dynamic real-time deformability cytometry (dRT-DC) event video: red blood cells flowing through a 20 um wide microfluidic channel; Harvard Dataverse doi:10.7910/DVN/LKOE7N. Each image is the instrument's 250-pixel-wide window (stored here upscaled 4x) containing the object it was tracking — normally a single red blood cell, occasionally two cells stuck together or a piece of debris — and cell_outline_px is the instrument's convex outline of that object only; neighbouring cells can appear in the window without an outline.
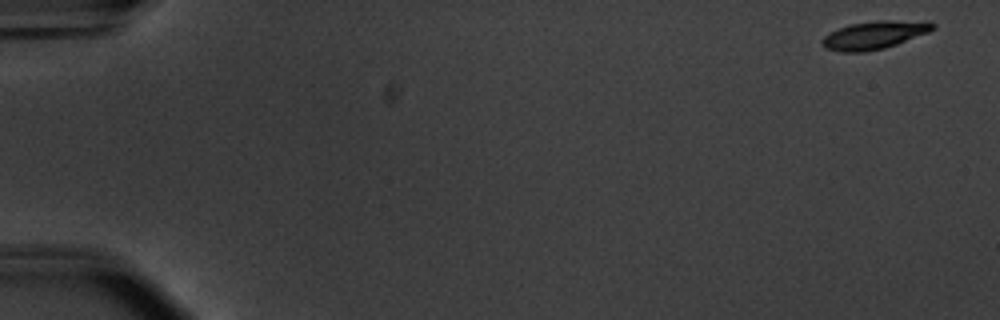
{"species": "common noctule bat (a hibernating species)", "species_latin": "Nyctalus noctula", "temperature_condition": "warm", "stored_images_in_passage": 54, "camera_frame_rate_fps": 3000, "um_per_image_px": 0.085, "animal": {"sex": "male", "body_mass_g": 20.1, "forearm_length_mm": 53.5}, "frame": {"image": 1, "passage_image": 1, "time_ms": 0.0, "image_size_px": [1000, 320], "cell_outline_px": [[936, 28], [928, 32], [896, 44], [884, 48], [864, 52], [840, 52], [824, 48], [820, 40], [824, 36], [840, 28], [852, 24], [876, 20], [884, 20], [936, 24]], "centroid_in_image_um": [74.23, 3.01], "position_along_channel_um": 10.8, "area_um2": 17.51}}
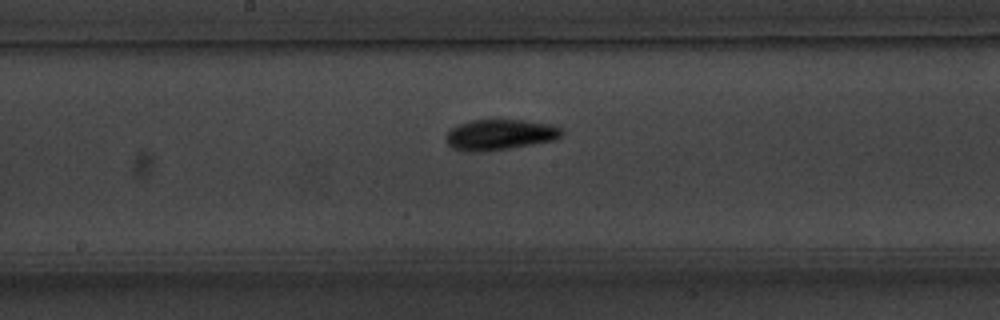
{"frame": {"image": 2, "passage_image": 29, "time_ms": 9.333, "image_size_px": [1000, 320], "cell_outline_px": [[564, 132], [556, 140], [484, 152], [464, 152], [452, 148], [448, 144], [444, 136], [452, 128], [460, 124], [472, 120], [524, 120], [552, 124], [560, 128]], "centroid_in_image_um": [42.47, 11.46], "position_along_channel_um": 205.7, "area_um2": 20.75}}
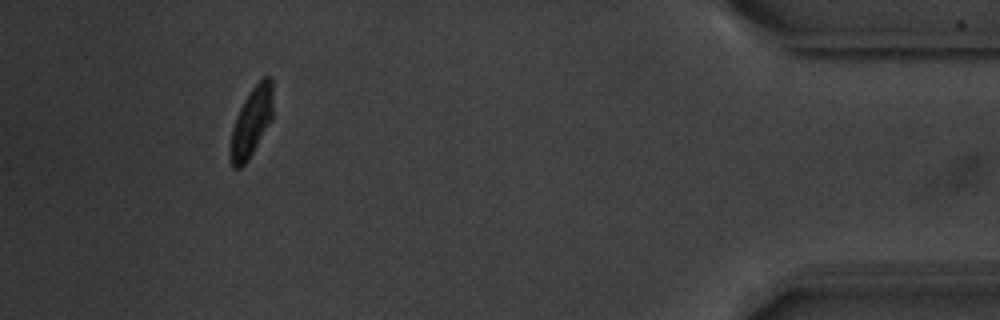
{"frame": {"image": 3, "passage_image": 50, "time_ms": 16.333, "image_size_px": [1000, 320], "cell_outline_px": [[272, 120], [248, 160], [240, 168], [232, 168], [228, 152], [232, 128], [236, 116], [248, 92], [264, 76], [268, 76], [272, 80]], "centroid_in_image_um": [21.34, 10.41], "position_along_channel_um": 413.9, "area_um2": 17.34}, "authors_computed_cell_mechanics": {"area_um2": 18.5249, "velocity_mm_per_s": 3.743, "shape_relaxation_time_tau1_ms": 2.3255, "shape_relaxation_time_tau2_ms": 3.8669, "deformation_change_tau1": 0.183, "deformation_change_tau2": 0.0918}}